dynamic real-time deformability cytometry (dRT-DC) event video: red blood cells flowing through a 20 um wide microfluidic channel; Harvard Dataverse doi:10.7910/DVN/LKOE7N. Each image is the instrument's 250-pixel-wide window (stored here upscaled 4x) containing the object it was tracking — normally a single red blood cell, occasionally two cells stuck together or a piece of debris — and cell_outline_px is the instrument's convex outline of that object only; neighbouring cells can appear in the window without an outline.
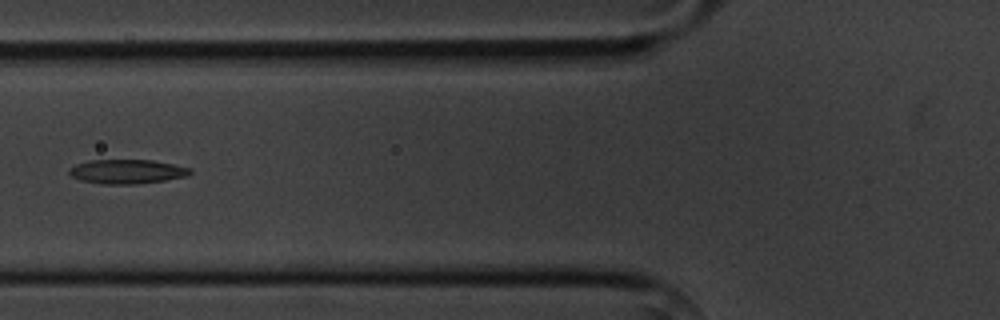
{"species": "common noctule bat (a hibernating species)", "species_latin": "Nyctalus noctula", "temperature_condition": "cold", "stored_images_in_passage": 5, "camera_frame_rate_fps": 3000, "um_per_image_px": 0.085, "animal": {"sex": "male", "body_mass_g": 20.1, "forearm_length_mm": 53.5}, "frame": {"image": 1, "passage_image": 2, "time_ms": 1.333, "image_size_px": [1000, 320], "cell_outline_px": [[192, 172], [188, 176], [164, 180], [136, 184], [104, 184], [80, 180], [72, 176], [68, 172], [68, 168], [76, 164], [88, 160], [152, 160], [192, 168]], "centroid_in_image_um": [10.79, 14.58], "position_along_channel_um": 115.0, "area_um2": 17.11}}
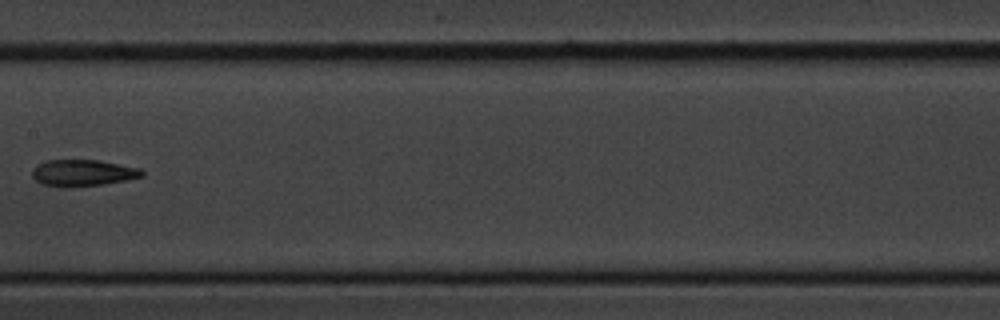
{"frame": {"image": 2, "passage_image": 4, "time_ms": 3.667, "image_size_px": [1000, 320], "cell_outline_px": [[144, 176], [104, 184], [72, 188], [40, 184], [32, 176], [32, 168], [36, 164], [48, 160], [96, 160], [140, 168], [144, 172]], "centroid_in_image_um": [7.0, 14.7], "position_along_channel_um": 200.4, "area_um2": 17.05}}
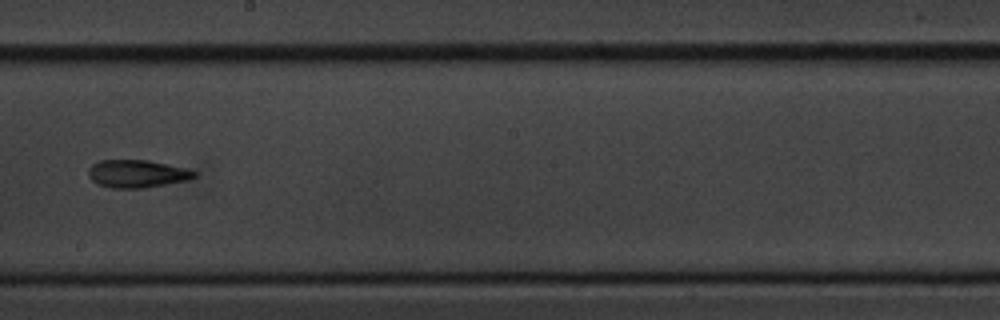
{"frame": {"image": 3, "passage_image": 5, "time_ms": 4.667, "image_size_px": [1000, 320], "cell_outline_px": [[196, 176], [184, 180], [164, 184], [140, 188], [112, 188], [100, 184], [92, 180], [88, 176], [88, 168], [92, 164], [100, 160], [148, 160], [184, 168], [196, 172]], "centroid_in_image_um": [11.58, 14.75], "position_along_channel_um": 236.6, "area_um2": 16.76}}